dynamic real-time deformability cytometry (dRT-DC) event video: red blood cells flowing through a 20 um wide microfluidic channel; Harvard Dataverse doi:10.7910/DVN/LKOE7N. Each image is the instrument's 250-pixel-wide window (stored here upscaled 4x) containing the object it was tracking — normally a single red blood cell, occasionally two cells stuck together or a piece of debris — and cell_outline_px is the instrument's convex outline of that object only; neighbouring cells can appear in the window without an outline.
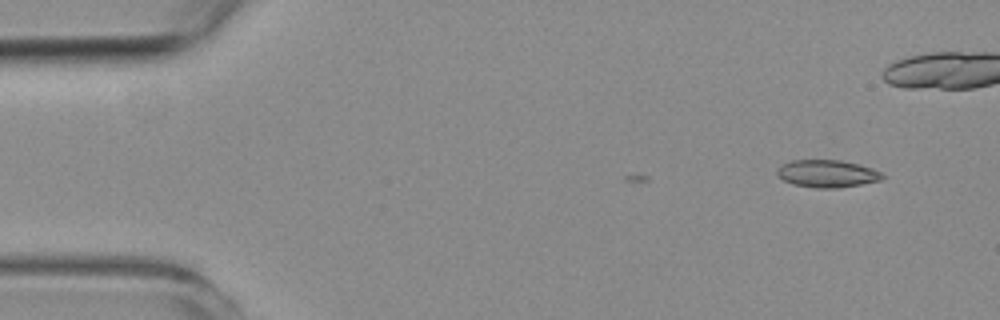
{"species": "common noctule bat (a hibernating species)", "species_latin": "Nyctalus noctula", "temperature_condition": "room temperature", "stored_images_in_passage": 3, "camera_frame_rate_fps": 3000, "um_per_image_px": 0.085, "animal": {"sex": "female", "body_mass_g": 19.3, "forearm_length_mm": 54.1}, "frame": {"image": 1, "passage_image": 3, "time_ms": 0.667, "image_size_px": [1000, 320], "cell_outline_px": [[884, 176], [880, 180], [840, 188], [816, 188], [792, 184], [784, 180], [776, 172], [776, 168], [780, 164], [792, 160], [840, 160], [872, 168], [880, 172]], "centroid_in_image_um": [70.26, 14.76], "position_along_channel_um": 14.7, "area_um2": 16.76}}